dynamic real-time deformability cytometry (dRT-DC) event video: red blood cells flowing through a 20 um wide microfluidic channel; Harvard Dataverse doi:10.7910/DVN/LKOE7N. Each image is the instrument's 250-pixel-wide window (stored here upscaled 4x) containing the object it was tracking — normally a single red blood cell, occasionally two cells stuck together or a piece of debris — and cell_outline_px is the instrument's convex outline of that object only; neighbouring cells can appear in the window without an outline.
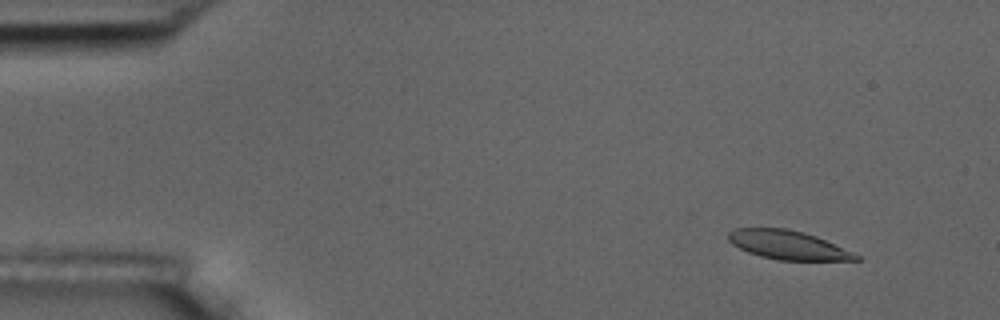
{"species": "common noctule bat (a hibernating species)", "species_latin": "Nyctalus noctula", "temperature_condition": "room temperature", "stored_images_in_passage": 56, "camera_frame_rate_fps": 3000, "um_per_image_px": 0.085, "animal": {"sex": "male", "body_mass_g": 17.5, "forearm_length_mm": 52.3}, "frame": {"image": 1, "passage_image": 5, "time_ms": 1.333, "image_size_px": [1000, 320], "cell_outline_px": [[860, 260], [776, 260], [760, 256], [748, 252], [732, 244], [728, 240], [728, 232], [736, 228], [788, 228], [804, 232], [816, 236], [852, 252], [860, 256]], "centroid_in_image_um": [66.94, 20.82], "position_along_channel_um": 18.1, "area_um2": 21.33}}
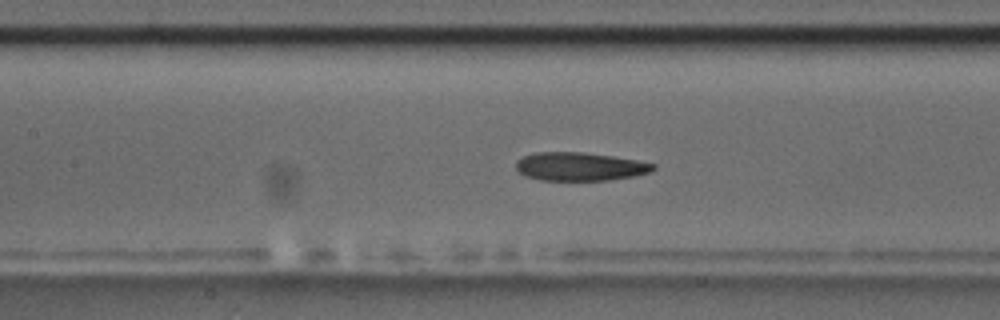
{"frame": {"image": 2, "passage_image": 25, "time_ms": 8.0, "image_size_px": [1000, 320], "cell_outline_px": [[656, 168], [652, 172], [636, 176], [608, 180], [540, 180], [524, 176], [516, 168], [516, 160], [524, 156], [536, 152], [584, 152], [612, 156], [636, 160], [656, 164]], "centroid_in_image_um": [49.31, 14.16], "position_along_channel_um": 158.1, "area_um2": 22.83}}
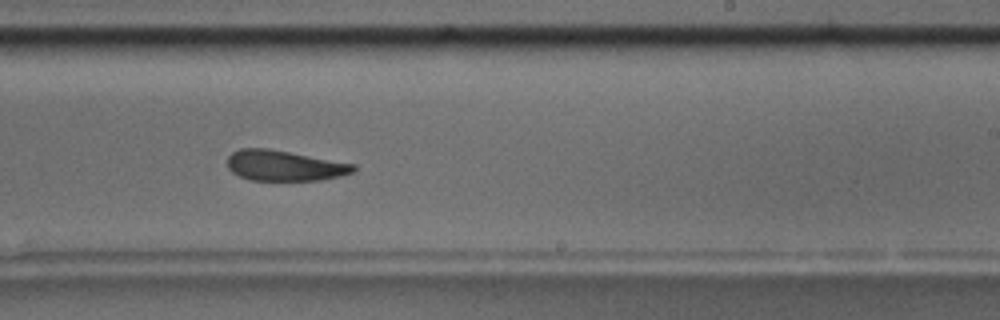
{"frame": {"image": 3, "passage_image": 34, "time_ms": 11.0, "image_size_px": [1000, 320], "cell_outline_px": [[356, 168], [352, 172], [340, 176], [320, 180], [248, 180], [232, 172], [228, 168], [228, 156], [232, 152], [240, 148], [268, 148], [356, 164]], "centroid_in_image_um": [24.16, 14.07], "position_along_channel_um": 264.8, "area_um2": 22.37}, "authors_computed_cell_mechanics": {"area_um2": 23.4957, "velocity_mm_per_s": 3.58, "shape_relaxation_time_tau1_ms": null, "shape_relaxation_time_tau2_ms": 3.0936, "deformation_change_tau1": null, "deformation_change_tau2": 0.104}}